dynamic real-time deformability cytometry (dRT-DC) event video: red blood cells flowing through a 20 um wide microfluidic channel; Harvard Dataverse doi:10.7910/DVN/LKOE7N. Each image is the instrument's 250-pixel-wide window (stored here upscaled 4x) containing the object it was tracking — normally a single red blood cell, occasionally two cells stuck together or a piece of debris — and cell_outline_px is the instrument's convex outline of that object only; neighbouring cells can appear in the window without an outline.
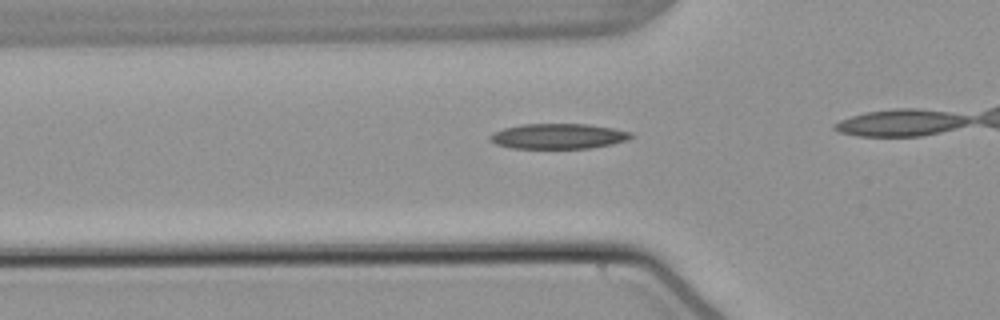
{"species": "common noctule bat (a hibernating species)", "species_latin": "Nyctalus noctula", "temperature_condition": "warm", "stored_images_in_passage": 32, "camera_frame_rate_fps": 3000, "um_per_image_px": 0.085, "animal": {"sex": "male", "body_mass_g": 21.5, "forearm_length_mm": 52.0}, "frame": {"image": 1, "passage_image": 8, "time_ms": 2.333, "image_size_px": [1000, 320], "cell_outline_px": [[636, 136], [628, 140], [612, 144], [592, 148], [512, 148], [496, 144], [488, 140], [488, 136], [492, 132], [504, 128], [520, 124], [588, 124], [612, 128], [632, 132]], "centroid_in_image_um": [47.46, 11.57], "position_along_channel_um": 78.3, "area_um2": 20.98}}
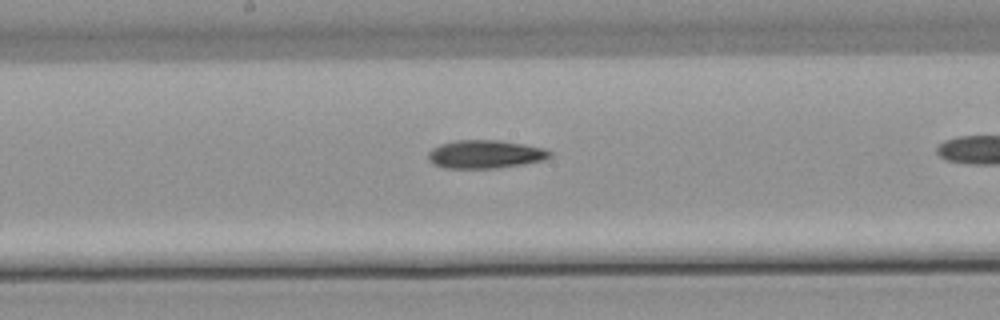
{"frame": {"image": 2, "passage_image": 18, "time_ms": 5.667, "image_size_px": [1000, 320], "cell_outline_px": [[552, 156], [544, 160], [524, 164], [496, 168], [444, 168], [432, 164], [428, 160], [428, 152], [432, 148], [440, 144], [456, 140], [500, 140], [524, 144], [544, 148], [552, 152]], "centroid_in_image_um": [41.24, 13.11], "position_along_channel_um": 207.0, "area_um2": 20.23}}
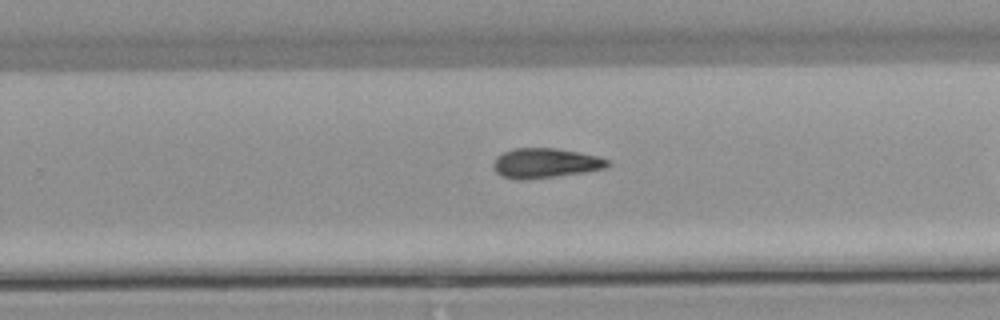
{"frame": {"image": 3, "passage_image": 24, "time_ms": 7.667, "image_size_px": [1000, 320], "cell_outline_px": [[612, 164], [608, 168], [584, 172], [556, 176], [524, 180], [516, 180], [500, 176], [496, 172], [492, 164], [496, 156], [512, 148], [556, 148], [580, 152], [600, 156], [608, 160]], "centroid_in_image_um": [46.36, 13.86], "position_along_channel_um": 283.4, "area_um2": 20.17}}